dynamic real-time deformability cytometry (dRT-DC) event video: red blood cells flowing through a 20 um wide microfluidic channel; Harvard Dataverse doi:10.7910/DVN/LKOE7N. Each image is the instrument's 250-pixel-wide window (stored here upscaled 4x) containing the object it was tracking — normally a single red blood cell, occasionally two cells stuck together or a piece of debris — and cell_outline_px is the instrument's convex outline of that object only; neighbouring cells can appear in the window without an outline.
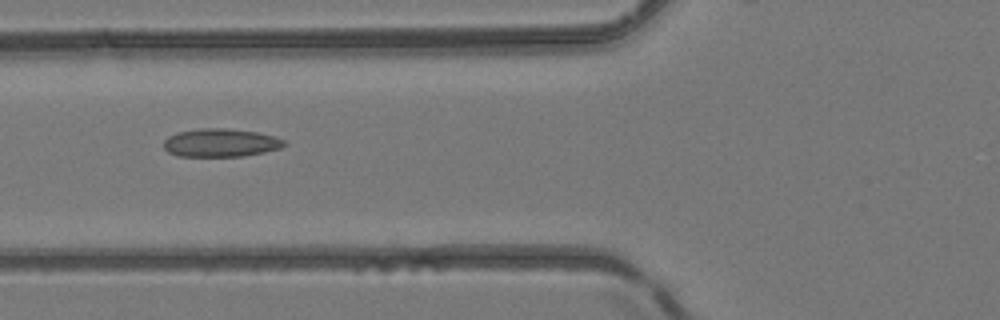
{"species": "common noctule bat (a hibernating species)", "species_latin": "Nyctalus noctula", "temperature_condition": "room temperature", "stored_images_in_passage": 3, "camera_frame_rate_fps": 3000, "um_per_image_px": 0.085, "animal": {"sex": "female", "body_mass_g": 24.6, "forearm_length_mm": 56.2}, "frame": {"image": 1, "passage_image": 2, "time_ms": 1.0, "image_size_px": [1000, 320], "cell_outline_px": [[288, 144], [280, 148], [264, 152], [244, 156], [176, 156], [168, 152], [164, 148], [164, 140], [168, 136], [176, 132], [200, 128], [224, 128], [256, 132], [272, 136], [284, 140]], "centroid_in_image_um": [18.72, 12.13], "position_along_channel_um": 107.1, "area_um2": 19.83}}
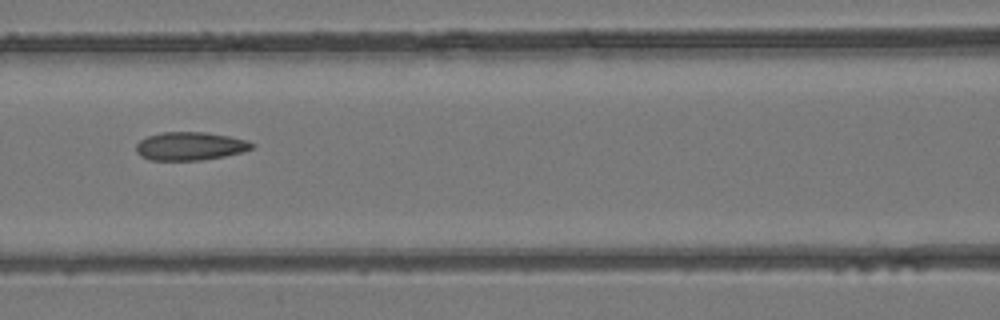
{"frame": {"image": 2, "passage_image": 3, "time_ms": 2.0, "image_size_px": [1000, 320], "cell_outline_px": [[256, 144], [252, 148], [240, 152], [224, 156], [200, 160], [148, 160], [140, 156], [136, 152], [136, 144], [140, 140], [148, 136], [160, 132], [204, 132], [228, 136], [248, 140]], "centroid_in_image_um": [16.13, 12.42], "position_along_channel_um": 150.5, "area_um2": 19.07}}